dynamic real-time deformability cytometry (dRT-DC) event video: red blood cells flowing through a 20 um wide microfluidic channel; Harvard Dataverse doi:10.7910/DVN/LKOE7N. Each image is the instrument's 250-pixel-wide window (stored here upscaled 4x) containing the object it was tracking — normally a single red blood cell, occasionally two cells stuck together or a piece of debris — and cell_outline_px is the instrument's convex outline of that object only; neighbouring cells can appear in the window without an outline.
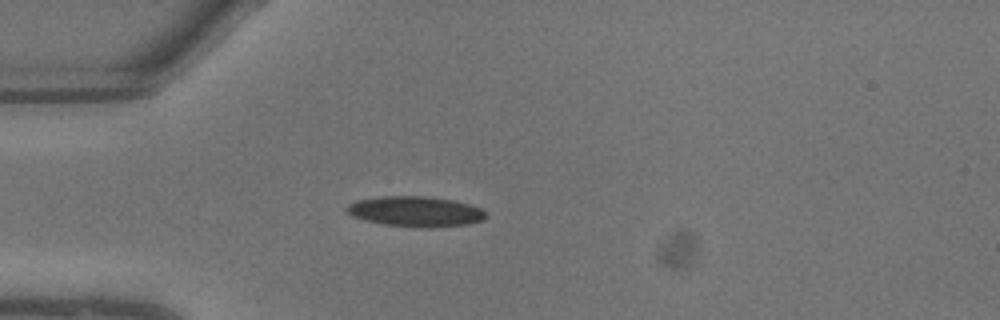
{"species": "common noctule bat (a hibernating species)", "species_latin": "Nyctalus noctula", "temperature_condition": "warm", "stored_images_in_passage": 3, "camera_frame_rate_fps": 3000, "um_per_image_px": 0.085, "animal": {"sex": "male", "body_mass_g": 13.3}, "frame": {"image": 1, "passage_image": 1, "time_ms": 0.0, "image_size_px": [1000, 320], "cell_outline_px": [[488, 216], [484, 220], [468, 224], [428, 228], [384, 224], [364, 220], [352, 216], [344, 212], [344, 208], [348, 204], [356, 200], [380, 196], [424, 196], [452, 200], [468, 204], [480, 208]], "centroid_in_image_um": [35.27, 17.97], "position_along_channel_um": 49.7, "area_um2": 24.68}}
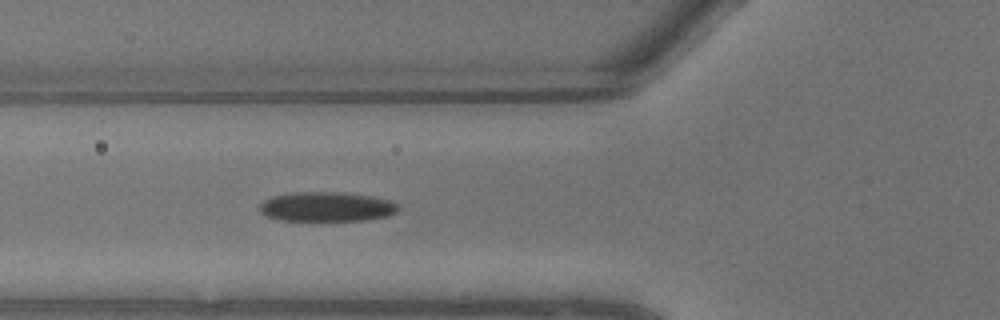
{"frame": {"image": 2, "passage_image": 3, "time_ms": 0.667, "image_size_px": [1000, 320], "cell_outline_px": [[400, 208], [396, 212], [384, 216], [364, 220], [280, 220], [268, 216], [260, 212], [260, 204], [264, 200], [272, 196], [292, 192], [336, 192], [372, 196], [392, 200]], "centroid_in_image_um": [27.75, 17.56], "position_along_channel_um": 98.0, "area_um2": 23.7}}